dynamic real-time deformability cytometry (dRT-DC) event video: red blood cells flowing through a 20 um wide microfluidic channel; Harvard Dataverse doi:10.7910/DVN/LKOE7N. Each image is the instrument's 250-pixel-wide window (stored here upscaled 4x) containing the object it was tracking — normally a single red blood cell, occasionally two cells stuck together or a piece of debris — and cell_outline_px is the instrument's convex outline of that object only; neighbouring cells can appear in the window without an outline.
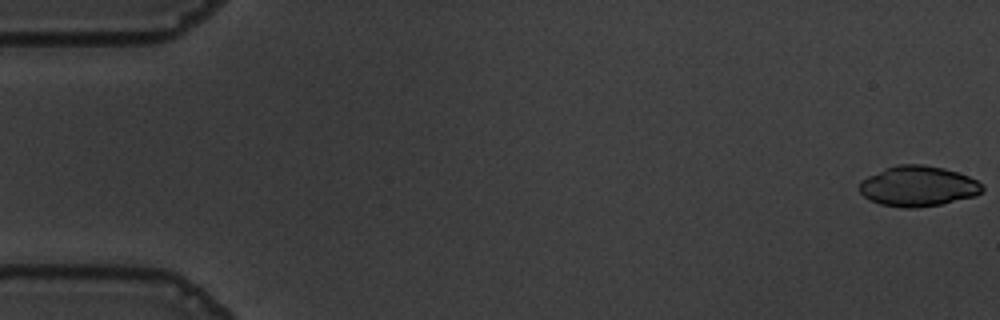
{"species": "common noctule bat (a hibernating species)", "species_latin": "Nyctalus noctula", "temperature_condition": "warm", "stored_images_in_passage": 55, "camera_frame_rate_fps": 3000, "um_per_image_px": 0.085, "animal": {"sex": "male", "body_mass_g": 19.5, "forearm_length_mm": 54.6}, "frame": {"image": 1, "passage_image": 1, "time_ms": 0.0, "image_size_px": [1000, 320], "cell_outline_px": [[984, 188], [976, 196], [940, 204], [916, 208], [904, 208], [880, 204], [864, 196], [860, 192], [860, 180], [884, 168], [896, 164], [924, 164], [944, 168], [968, 176], [976, 180]], "centroid_in_image_um": [78.01, 15.82], "position_along_channel_um": 7.0, "area_um2": 28.84}}